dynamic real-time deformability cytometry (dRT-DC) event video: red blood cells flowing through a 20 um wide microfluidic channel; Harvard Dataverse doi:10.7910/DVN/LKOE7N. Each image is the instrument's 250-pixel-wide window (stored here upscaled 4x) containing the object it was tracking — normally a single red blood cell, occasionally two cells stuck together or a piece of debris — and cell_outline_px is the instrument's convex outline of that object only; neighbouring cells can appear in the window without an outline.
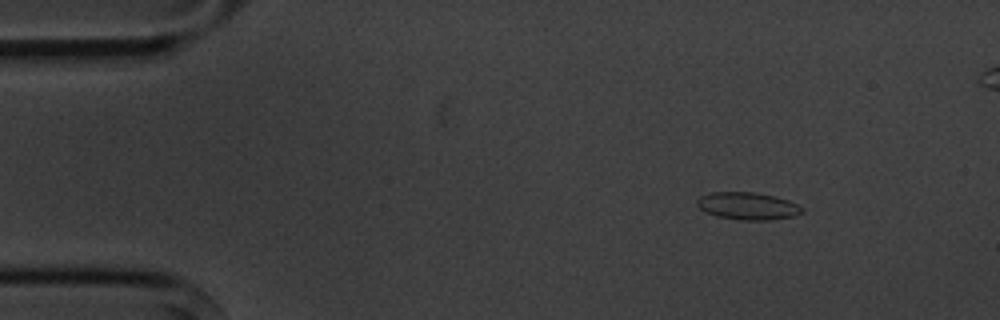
{"species": "common noctule bat (a hibernating species)", "species_latin": "Nyctalus noctula", "temperature_condition": "cold", "stored_images_in_passage": 5, "camera_frame_rate_fps": 3000, "um_per_image_px": 0.085, "animal": {"sex": "male", "body_mass_g": 20.1, "forearm_length_mm": 53.5}, "frame": {"image": 1, "passage_image": 1, "time_ms": 0.0, "image_size_px": [1000, 320], "cell_outline_px": [[804, 212], [792, 216], [768, 220], [744, 220], [716, 216], [700, 208], [696, 204], [696, 200], [700, 196], [712, 192], [756, 192], [776, 196], [788, 200], [804, 208]], "centroid_in_image_um": [63.56, 17.5], "position_along_channel_um": 21.4, "area_um2": 16.7}}
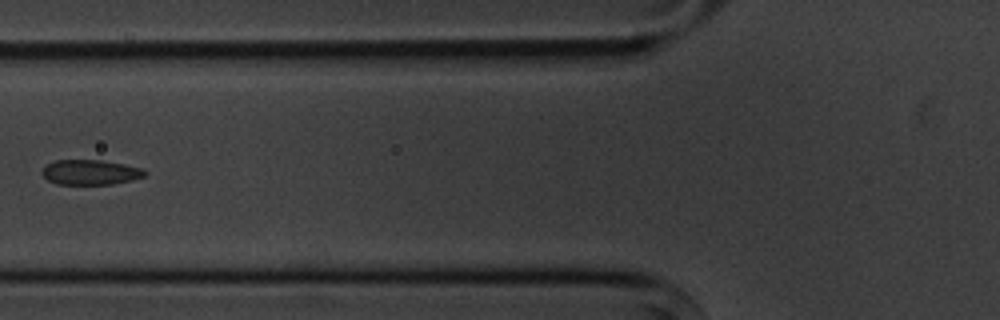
{"frame": {"image": 2, "passage_image": 5, "time_ms": 4.667, "image_size_px": [1000, 320], "cell_outline_px": [[148, 172], [144, 176], [132, 180], [112, 184], [56, 184], [48, 180], [40, 172], [44, 164], [56, 160], [100, 160], [124, 164], [144, 168]], "centroid_in_image_um": [7.67, 14.63], "position_along_channel_um": 118.1, "area_um2": 15.14}}